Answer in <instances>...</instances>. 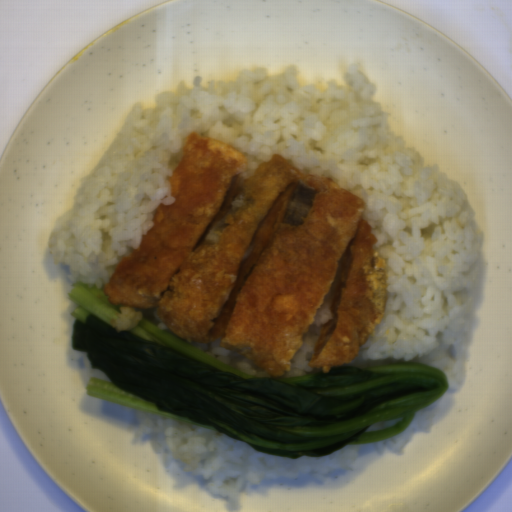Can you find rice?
Listing matches in <instances>:
<instances>
[{"instance_id":"4","label":"rice","mask_w":512,"mask_h":512,"mask_svg":"<svg viewBox=\"0 0 512 512\" xmlns=\"http://www.w3.org/2000/svg\"><path fill=\"white\" fill-rule=\"evenodd\" d=\"M67 359L82 368L83 384L86 385L90 378L98 377L100 379L111 382L101 371H97L91 368L90 362L87 358V352L76 351L73 349L72 341L67 346L66 350ZM112 383V382H111Z\"/></svg>"},{"instance_id":"1","label":"rice","mask_w":512,"mask_h":512,"mask_svg":"<svg viewBox=\"0 0 512 512\" xmlns=\"http://www.w3.org/2000/svg\"><path fill=\"white\" fill-rule=\"evenodd\" d=\"M344 83L301 87L288 63L269 75L239 70L235 80L194 76L157 92L155 107L133 103L100 160L81 178L71 208L55 218L46 244L69 282L104 286L118 262L138 248L153 212L172 205L166 180L178 167L191 132L213 136L247 158L244 176L279 153L303 173L328 175L366 203L363 217L386 260L384 317L351 363L371 367L422 362L446 375L448 392L416 412L401 434L372 444H348L327 457L265 455L246 443L173 418L135 409L136 444L159 445L183 471L239 511L243 494L266 479L313 474L333 484L336 470L363 469L385 449L400 453L414 432L430 431L455 406L479 328L483 281L475 211L461 184L406 145L373 100L377 85L357 63Z\"/></svg>"},{"instance_id":"5","label":"rice","mask_w":512,"mask_h":512,"mask_svg":"<svg viewBox=\"0 0 512 512\" xmlns=\"http://www.w3.org/2000/svg\"><path fill=\"white\" fill-rule=\"evenodd\" d=\"M151 309L154 311V313H155V315H156V317H157V320H158V323H159V326H158V327H159L161 330H162V329H166V327H167V326H166V325L163 323V321L161 320V318H160V316H159V314H158V309H157V307H156V308H151Z\"/></svg>"},{"instance_id":"3","label":"rice","mask_w":512,"mask_h":512,"mask_svg":"<svg viewBox=\"0 0 512 512\" xmlns=\"http://www.w3.org/2000/svg\"><path fill=\"white\" fill-rule=\"evenodd\" d=\"M223 336L210 343L189 342L192 346L204 354L232 367L238 368L253 375L271 376L265 369L250 361L246 357L229 351L220 346Z\"/></svg>"},{"instance_id":"2","label":"rice","mask_w":512,"mask_h":512,"mask_svg":"<svg viewBox=\"0 0 512 512\" xmlns=\"http://www.w3.org/2000/svg\"><path fill=\"white\" fill-rule=\"evenodd\" d=\"M336 282L337 279L334 281L330 293L325 297L324 303L318 309L314 323L308 326V331L304 335V343L291 359L290 370L283 376L302 375L309 373L314 368L310 367L309 361L313 354L314 343L318 340L319 326L332 317L329 305L335 290Z\"/></svg>"}]
</instances>
